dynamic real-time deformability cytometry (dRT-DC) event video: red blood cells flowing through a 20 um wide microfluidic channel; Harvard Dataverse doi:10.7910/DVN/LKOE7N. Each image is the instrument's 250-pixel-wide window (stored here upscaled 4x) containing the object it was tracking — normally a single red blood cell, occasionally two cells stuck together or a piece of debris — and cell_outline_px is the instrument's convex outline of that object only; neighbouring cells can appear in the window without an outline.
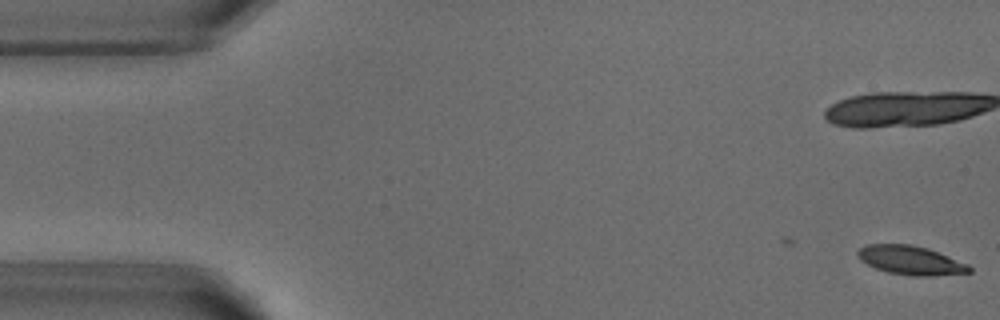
{"species": "common noctule bat (a hibernating species)", "species_latin": "Nyctalus noctula", "temperature_condition": "warm", "stored_images_in_passage": 7, "camera_frame_rate_fps": 3000, "um_per_image_px": 0.085, "animal": {"sex": "male", "body_mass_g": 18.8}, "frame": {"image": 1, "passage_image": 1, "time_ms": 0.0, "image_size_px": [1000, 320], "cell_outline_px": [[972, 272], [932, 276], [908, 276], [888, 272], [876, 268], [860, 260], [856, 252], [860, 248], [868, 244], [908, 244], [928, 248], [968, 264], [972, 268]], "centroid_in_image_um": [77.41, 22.13], "position_along_channel_um": 7.6, "area_um2": 18.79}}